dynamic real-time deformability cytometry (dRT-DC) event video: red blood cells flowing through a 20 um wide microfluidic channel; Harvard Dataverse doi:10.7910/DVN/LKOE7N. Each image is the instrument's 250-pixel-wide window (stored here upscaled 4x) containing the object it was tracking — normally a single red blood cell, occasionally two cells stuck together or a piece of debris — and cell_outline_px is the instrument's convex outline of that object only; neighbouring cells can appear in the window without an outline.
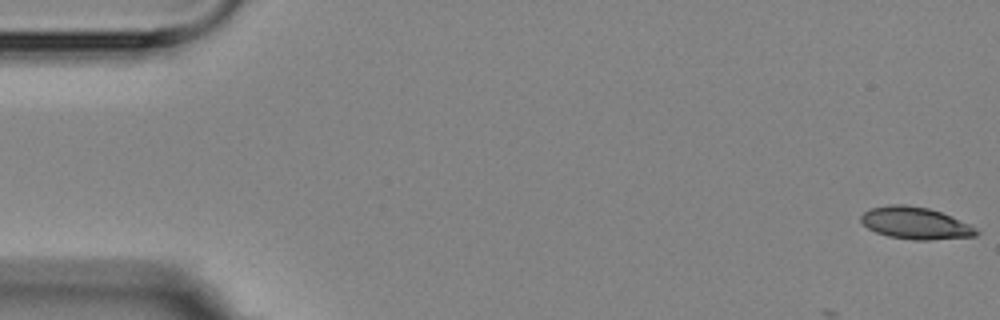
{"species": "Egyptian fruit bat (a non-hibernating species)", "species_latin": "Rousettus aegyptiacus", "temperature_condition": "room temperature", "stored_images_in_passage": 4, "camera_frame_rate_fps": 3000, "um_per_image_px": 0.085, "animal": {"sex": "female"}, "frame": {"image": 1, "passage_image": 1, "time_ms": 0.0, "image_size_px": [1000, 320], "cell_outline_px": [[980, 232], [976, 236], [928, 240], [916, 240], [888, 236], [876, 232], [868, 228], [860, 220], [860, 216], [864, 212], [872, 208], [892, 204], [904, 204], [928, 208], [940, 212], [968, 224], [976, 228]], "centroid_in_image_um": [77.8, 18.97], "position_along_channel_um": 7.2, "area_um2": 21.27}}